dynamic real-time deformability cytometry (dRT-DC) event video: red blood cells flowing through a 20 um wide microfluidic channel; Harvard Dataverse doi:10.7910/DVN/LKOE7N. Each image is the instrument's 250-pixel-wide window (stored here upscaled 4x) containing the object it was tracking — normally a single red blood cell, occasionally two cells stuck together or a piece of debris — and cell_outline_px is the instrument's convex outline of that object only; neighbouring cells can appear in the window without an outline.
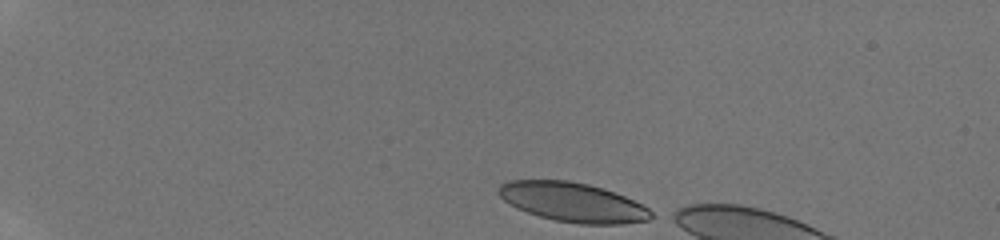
{"species": "human", "species_latin": "Homo sapiens", "temperature_condition": "room temperature", "stored_images_in_passage": 6, "camera_frame_rate_fps": 3000, "um_per_image_px": 0.085, "donor": {"sex": "male"}, "frame": {"image": 1, "passage_image": 1, "time_ms": 0.0, "image_size_px": [1000, 240], "cell_outline_px": [[656, 216], [648, 220], [624, 224], [580, 224], [556, 220], [540, 216], [516, 208], [504, 200], [496, 192], [496, 188], [500, 184], [508, 180], [568, 180], [588, 184], [604, 188], [624, 196], [648, 208]], "centroid_in_image_um": [48.67, 17.18], "position_along_channel_um": 36.3, "area_um2": 35.03}}